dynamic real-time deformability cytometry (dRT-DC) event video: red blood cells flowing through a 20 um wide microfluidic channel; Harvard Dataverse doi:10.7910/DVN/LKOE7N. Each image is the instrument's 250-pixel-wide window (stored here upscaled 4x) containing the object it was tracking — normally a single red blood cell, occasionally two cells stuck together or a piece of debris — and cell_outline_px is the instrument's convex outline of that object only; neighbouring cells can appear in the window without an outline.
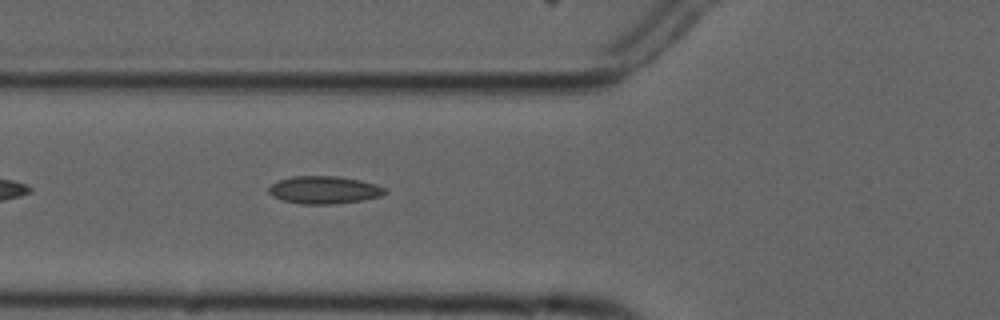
{"species": "common noctule bat (a hibernating species)", "species_latin": "Nyctalus noctula", "temperature_condition": "cold", "stored_images_in_passage": 2, "camera_frame_rate_fps": 3000, "um_per_image_px": 0.085, "animal": {"sex": "male", "forearm_length_mm": 52.5}, "frame": {"image": 1, "passage_image": 2, "time_ms": 1.333, "image_size_px": [1000, 320], "cell_outline_px": [[388, 192], [380, 196], [360, 200], [332, 204], [300, 204], [284, 200], [272, 196], [268, 192], [268, 188], [272, 184], [280, 180], [292, 176], [336, 176], [360, 180], [376, 184], [384, 188]], "centroid_in_image_um": [27.54, 16.14], "position_along_channel_um": 98.3, "area_um2": 18.55}}